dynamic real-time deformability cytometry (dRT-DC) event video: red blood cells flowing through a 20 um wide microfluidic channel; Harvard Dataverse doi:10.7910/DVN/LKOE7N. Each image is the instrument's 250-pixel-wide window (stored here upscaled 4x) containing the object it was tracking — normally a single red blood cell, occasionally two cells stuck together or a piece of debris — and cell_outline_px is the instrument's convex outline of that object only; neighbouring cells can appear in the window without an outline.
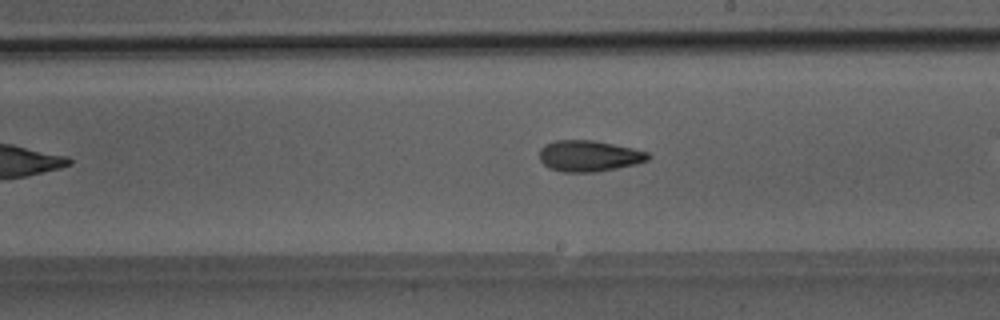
{"species": "Egyptian fruit bat (a non-hibernating species)", "species_latin": "Rousettus aegyptiacus", "temperature_condition": "room temperature", "stored_images_in_passage": 24, "camera_frame_rate_fps": 3000, "um_per_image_px": 0.085, "animal": {"sex": "male"}, "frame": {"image": 1, "passage_image": 14, "time_ms": 4.333, "image_size_px": [1000, 320], "cell_outline_px": [[652, 156], [648, 160], [636, 164], [596, 172], [564, 172], [548, 168], [540, 160], [540, 148], [544, 144], [556, 140], [592, 140], [632, 148], [648, 152]], "centroid_in_image_um": [50.05, 13.26], "position_along_channel_um": 238.9, "area_um2": 19.71}}